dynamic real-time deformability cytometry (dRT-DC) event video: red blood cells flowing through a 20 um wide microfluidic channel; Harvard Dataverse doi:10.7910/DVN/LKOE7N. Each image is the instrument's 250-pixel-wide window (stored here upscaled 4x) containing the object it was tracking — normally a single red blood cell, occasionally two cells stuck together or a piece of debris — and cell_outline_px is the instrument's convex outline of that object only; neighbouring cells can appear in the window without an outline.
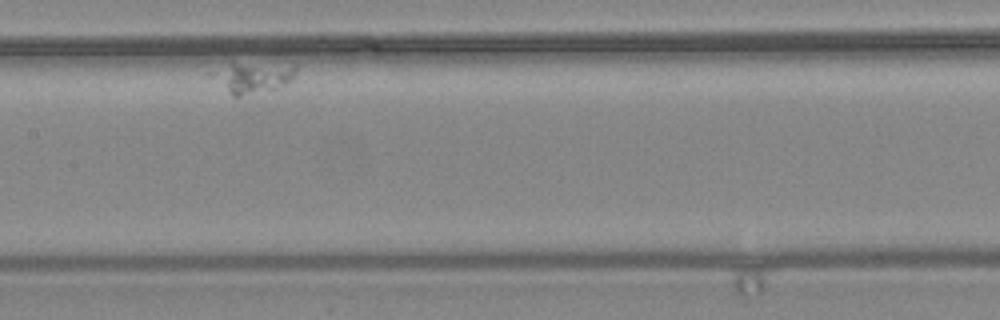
{"species": "common noctule bat (a hibernating species)", "species_latin": "Nyctalus noctula", "temperature_condition": "warm", "stored_images_in_passage": 12, "segment_of_instrument_passage": [2, 2], "camera_frame_rate_fps": 3000, "um_per_image_px": 0.085, "animal": {"sex": "female", "body_mass_g": 24.6, "forearm_length_mm": 56.2}, "frame": {"image": 1, "passage_image": 10, "time_ms": 3.0, "image_size_px": [1000, 320], "cell_outline_px": [[296, 72], [284, 84], [276, 88], [240, 96], [232, 96], [228, 92], [224, 72], [232, 64], [296, 64]], "centroid_in_image_um": [21.83, 6.59], "position_along_channel_um": 185.6, "area_um2": 12.77}}